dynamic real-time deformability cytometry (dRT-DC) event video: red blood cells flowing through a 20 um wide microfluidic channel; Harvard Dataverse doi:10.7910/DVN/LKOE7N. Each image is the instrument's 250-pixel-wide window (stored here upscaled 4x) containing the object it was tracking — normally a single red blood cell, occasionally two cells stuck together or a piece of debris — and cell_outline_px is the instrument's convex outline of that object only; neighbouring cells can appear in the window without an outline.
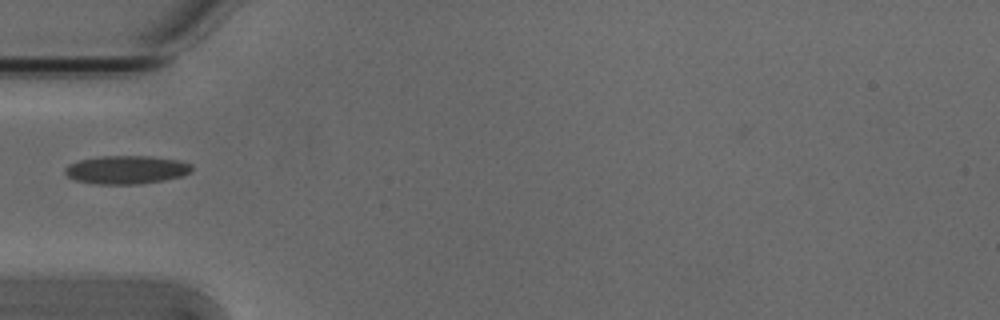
{"species": "Egyptian fruit bat (a non-hibernating species)", "species_latin": "Rousettus aegyptiacus", "temperature_condition": "cold", "stored_images_in_passage": 3, "camera_frame_rate_fps": 3000, "um_per_image_px": 0.085, "animal": {"sex": "male"}, "frame": {"image": 1, "passage_image": 2, "time_ms": 0.333, "image_size_px": [1000, 320], "cell_outline_px": [[192, 172], [184, 176], [164, 180], [140, 184], [92, 184], [76, 180], [68, 176], [64, 172], [64, 168], [68, 164], [76, 160], [100, 156], [152, 156], [180, 160], [192, 164]], "centroid_in_image_um": [10.75, 14.42], "position_along_channel_um": 74.2, "area_um2": 21.33}}